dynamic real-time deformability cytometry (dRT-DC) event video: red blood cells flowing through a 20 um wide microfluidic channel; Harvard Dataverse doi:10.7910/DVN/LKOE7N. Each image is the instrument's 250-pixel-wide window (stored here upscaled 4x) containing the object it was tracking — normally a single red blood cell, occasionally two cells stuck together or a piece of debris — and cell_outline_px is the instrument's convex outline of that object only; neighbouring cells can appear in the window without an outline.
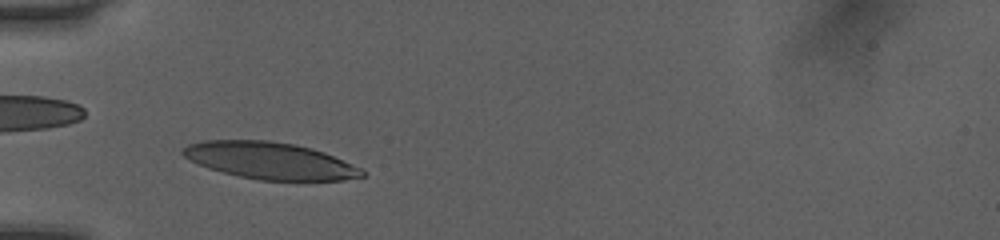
{"species": "human", "species_latin": "Homo sapiens", "temperature_condition": "room temperature", "stored_images_in_passage": 37, "camera_frame_rate_fps": 3000, "um_per_image_px": 0.085, "donor": {"sex": "female"}, "frame": {"image": 1, "passage_image": 6, "time_ms": 1.667, "image_size_px": [1000, 240], "cell_outline_px": [[364, 176], [344, 180], [260, 180], [240, 176], [208, 168], [184, 156], [180, 152], [188, 144], [204, 140], [268, 140], [296, 144], [312, 148], [324, 152], [364, 168]], "centroid_in_image_um": [23.0, 13.64], "position_along_channel_um": 62.0, "area_um2": 38.44}}
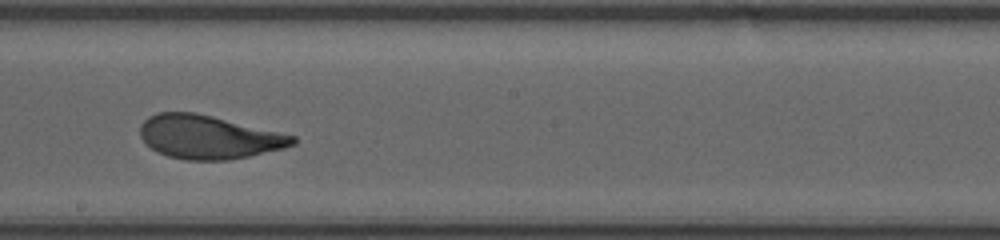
{"frame": {"image": 2, "passage_image": 19, "time_ms": 6.0, "image_size_px": [1000, 240], "cell_outline_px": [[296, 144], [284, 148], [248, 156], [228, 160], [184, 160], [168, 156], [156, 152], [144, 144], [140, 136], [140, 124], [148, 116], [156, 112], [196, 112], [296, 136]], "centroid_in_image_um": [17.68, 11.65], "position_along_channel_um": 230.5, "area_um2": 38.9}}
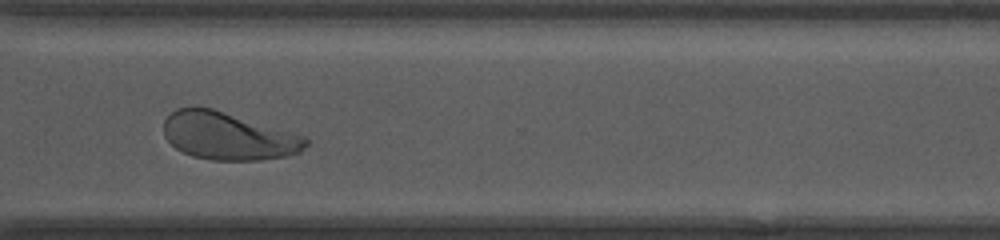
{"frame": {"image": 3, "passage_image": 28, "time_ms": 9.0, "image_size_px": [1000, 240], "cell_outline_px": [[308, 144], [300, 152], [284, 156], [260, 160], [212, 160], [192, 156], [176, 148], [164, 136], [164, 120], [176, 108], [212, 108], [304, 136], [308, 140]], "centroid_in_image_um": [19.38, 11.58], "position_along_channel_um": 351.2, "area_um2": 38.9}, "authors_computed_cell_mechanics": {"area_um2": 39.1306, "velocity_mm_per_s": 4.0411, "shape_relaxation_time_tau1_ms": 3.3567, "shape_relaxation_time_tau2_ms": 0.8033, "deformation_change_tau1": 0.1723, "deformation_change_tau2": 0.0699}}